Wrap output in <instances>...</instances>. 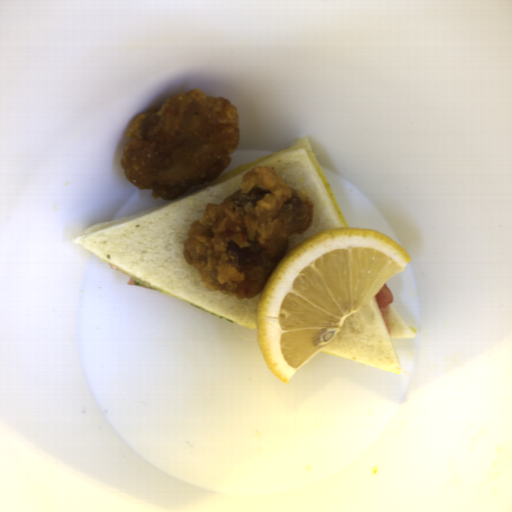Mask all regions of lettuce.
<instances>
[{"instance_id": "lettuce-1", "label": "lettuce", "mask_w": 512, "mask_h": 512, "mask_svg": "<svg viewBox=\"0 0 512 512\" xmlns=\"http://www.w3.org/2000/svg\"><path fill=\"white\" fill-rule=\"evenodd\" d=\"M121 269L134 281V284L136 286L150 287L153 290L158 291L160 293H163L165 295L171 293V292H169V291H167V290H165V289H163V288H161V287H159V286H157V285H155V284H153V283H151V282H149V281H147V280H145V279H143V278H141V277H139V276H137V275H135V274L125 270V269H123V268H121Z\"/></svg>"}, {"instance_id": "lettuce-2", "label": "lettuce", "mask_w": 512, "mask_h": 512, "mask_svg": "<svg viewBox=\"0 0 512 512\" xmlns=\"http://www.w3.org/2000/svg\"><path fill=\"white\" fill-rule=\"evenodd\" d=\"M189 303H190V305H192V306H194V307H196V308H199V309H201V310H203V311H205V312H207V313H209V314H212V315H214V316H217V317H219V318H222V319L227 320V321L232 322V323L234 322V320H231V319L225 318V317H223V316H220V315L214 314V313H212V312H210V311H208V310H206V309H204V308H201V307H199V306H197V305H195V304H193V303H191V302H189Z\"/></svg>"}]
</instances>
